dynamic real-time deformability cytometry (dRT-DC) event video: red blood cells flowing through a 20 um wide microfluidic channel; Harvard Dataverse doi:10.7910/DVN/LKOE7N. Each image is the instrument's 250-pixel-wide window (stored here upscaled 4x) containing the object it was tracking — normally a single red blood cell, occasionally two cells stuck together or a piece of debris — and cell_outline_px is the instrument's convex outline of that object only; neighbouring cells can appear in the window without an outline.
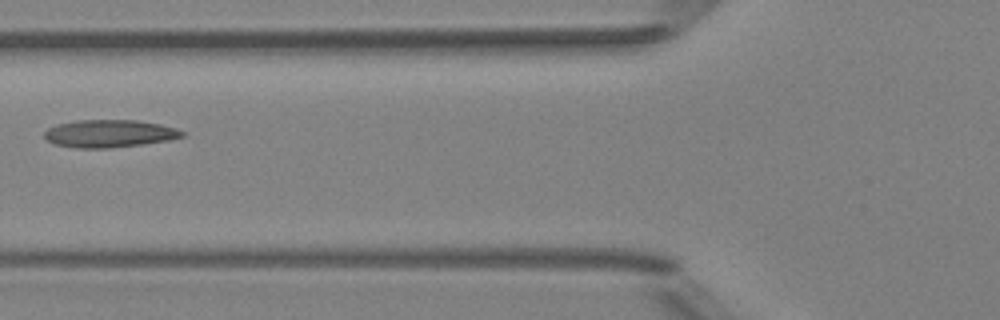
{"species": "Egyptian fruit bat (a non-hibernating species)", "species_latin": "Rousettus aegyptiacus", "temperature_condition": "room temperature", "stored_images_in_passage": 4, "camera_frame_rate_fps": 3000, "um_per_image_px": 0.085, "animal": {"sex": "female"}, "frame": {"image": 1, "passage_image": 4, "time_ms": 3.333, "image_size_px": [1000, 320], "cell_outline_px": [[184, 136], [168, 140], [144, 144], [108, 148], [76, 148], [52, 144], [44, 140], [44, 132], [48, 128], [56, 124], [76, 120], [140, 120], [160, 124], [176, 128], [184, 132]], "centroid_in_image_um": [9.25, 11.35], "position_along_channel_um": 116.6, "area_um2": 22.43}}